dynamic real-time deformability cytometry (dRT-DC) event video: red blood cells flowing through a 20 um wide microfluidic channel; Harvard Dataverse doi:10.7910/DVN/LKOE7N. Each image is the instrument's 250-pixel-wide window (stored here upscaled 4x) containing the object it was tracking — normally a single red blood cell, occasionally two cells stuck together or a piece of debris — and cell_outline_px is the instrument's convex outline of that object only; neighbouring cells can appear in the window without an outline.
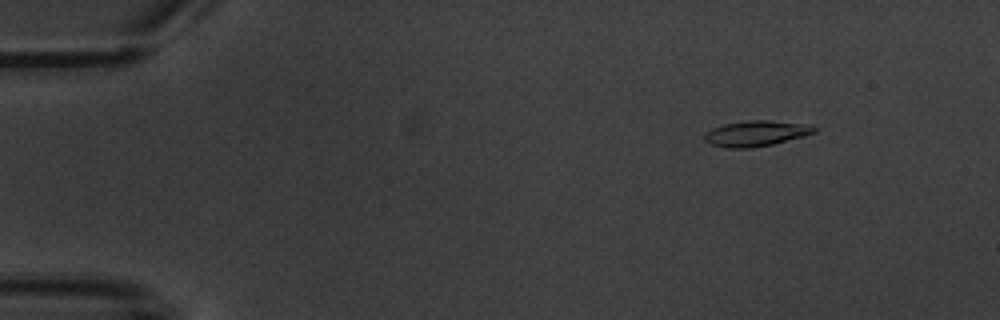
{"species": "common noctule bat (a hibernating species)", "species_latin": "Nyctalus noctula", "temperature_condition": "warm", "stored_images_in_passage": 5, "camera_frame_rate_fps": 3000, "um_per_image_px": 0.085, "animal": {"sex": "male", "body_mass_g": 20.1, "forearm_length_mm": 53.5}, "frame": {"image": 1, "passage_image": 1, "time_ms": 0.0, "image_size_px": [1000, 320], "cell_outline_px": [[816, 132], [804, 136], [772, 144], [748, 148], [724, 148], [712, 144], [704, 140], [704, 132], [712, 128], [724, 124], [748, 120], [768, 120], [808, 124], [816, 128]], "centroid_in_image_um": [64.24, 11.34], "position_along_channel_um": 20.8, "area_um2": 16.36}}